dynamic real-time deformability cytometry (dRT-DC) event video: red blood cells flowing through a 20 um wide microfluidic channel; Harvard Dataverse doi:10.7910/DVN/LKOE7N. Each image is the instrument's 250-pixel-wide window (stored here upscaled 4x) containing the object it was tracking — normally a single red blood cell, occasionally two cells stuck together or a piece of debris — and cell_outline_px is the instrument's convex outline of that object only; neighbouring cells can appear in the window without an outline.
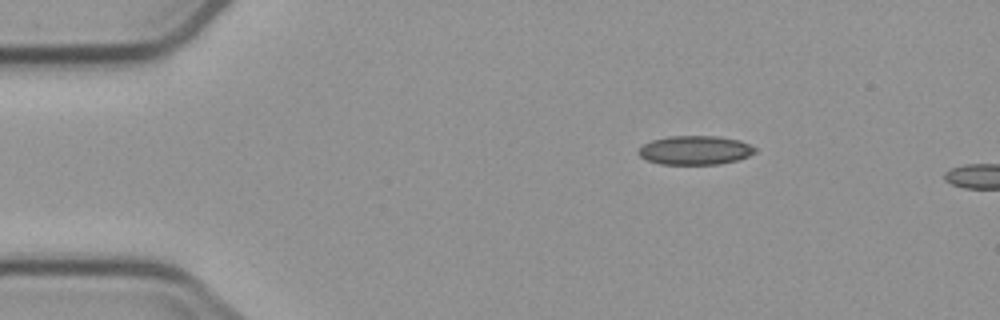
{"species": "common noctule bat (a hibernating species)", "species_latin": "Nyctalus noctula", "temperature_condition": "cold", "stored_images_in_passage": 2, "camera_frame_rate_fps": 3000, "um_per_image_px": 0.085, "animal": {"sex": "male", "body_mass_g": 23.1, "forearm_length_mm": 52.7}, "frame": {"image": 1, "passage_image": 1, "time_ms": 0.0, "image_size_px": [1000, 320], "cell_outline_px": [[756, 152], [748, 156], [736, 160], [720, 164], [660, 164], [648, 160], [640, 156], [636, 152], [644, 144], [652, 140], [668, 136], [720, 136], [740, 140], [756, 148]], "centroid_in_image_um": [59.08, 12.76], "position_along_channel_um": 25.9, "area_um2": 19.65}}